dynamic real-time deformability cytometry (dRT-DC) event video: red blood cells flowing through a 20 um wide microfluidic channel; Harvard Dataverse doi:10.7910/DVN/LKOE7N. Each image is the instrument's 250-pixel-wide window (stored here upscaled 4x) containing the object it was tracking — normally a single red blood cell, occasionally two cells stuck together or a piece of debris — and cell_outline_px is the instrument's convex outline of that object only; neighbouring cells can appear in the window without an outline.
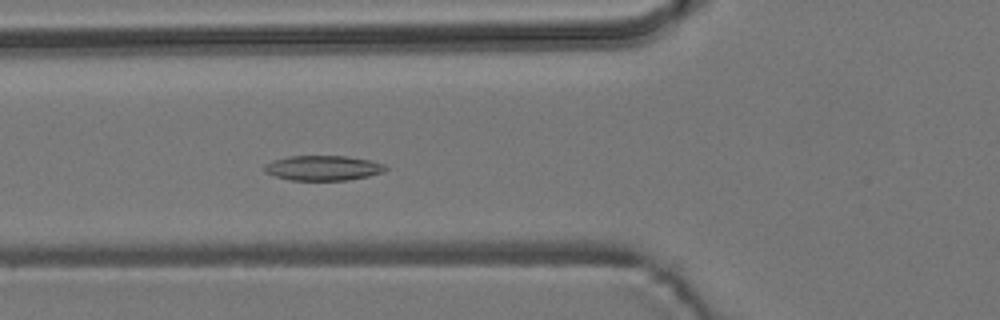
{"species": "common noctule bat (a hibernating species)", "species_latin": "Nyctalus noctula", "temperature_condition": "room temperature", "stored_images_in_passage": 39, "camera_frame_rate_fps": 3000, "um_per_image_px": 0.085, "animal": {"sex": "male", "body_mass_g": 19.2, "forearm_length_mm": 51.8}, "frame": {"image": 1, "passage_image": 12, "time_ms": 3.667, "image_size_px": [1000, 320], "cell_outline_px": [[388, 168], [384, 172], [368, 176], [348, 180], [292, 180], [276, 176], [264, 172], [264, 164], [272, 160], [288, 156], [348, 156], [368, 160], [384, 164]], "centroid_in_image_um": [27.45, 14.27], "position_along_channel_um": 98.4, "area_um2": 17.63}}
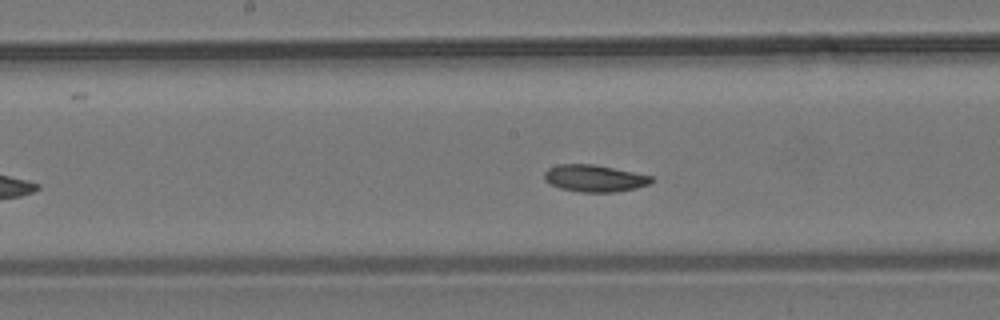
{"frame": {"image": 2, "passage_image": 20, "time_ms": 6.333, "image_size_px": [1000, 320], "cell_outline_px": [[652, 180], [648, 184], [636, 188], [612, 192], [580, 192], [560, 188], [544, 180], [544, 172], [548, 168], [560, 164], [592, 164], [652, 176]], "centroid_in_image_um": [50.48, 15.15], "position_along_channel_um": 197.7, "area_um2": 16.53}}
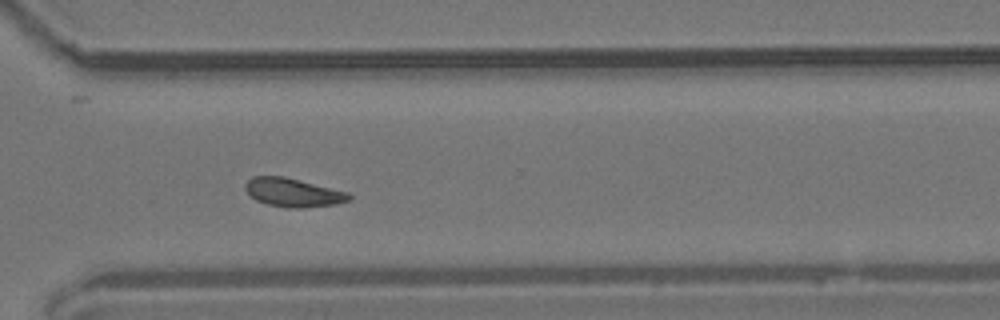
{"frame": {"image": 3, "passage_image": 32, "time_ms": 10.333, "image_size_px": [1000, 320], "cell_outline_px": [[352, 196], [348, 200], [336, 204], [304, 208], [288, 208], [268, 204], [256, 200], [244, 188], [244, 184], [252, 176], [284, 176], [348, 192]], "centroid_in_image_um": [24.9, 16.36], "position_along_channel_um": 345.7, "area_um2": 17.22}, "authors_computed_cell_mechanics": {"area_um2": 17.3978, "velocity_mm_per_s": 3.7095, "shape_relaxation_time_tau1_ms": 4.8218, "shape_relaxation_time_tau2_ms": 6.6979, "deformation_change_tau1": 0.1076, "deformation_change_tau2": 0.1192}}